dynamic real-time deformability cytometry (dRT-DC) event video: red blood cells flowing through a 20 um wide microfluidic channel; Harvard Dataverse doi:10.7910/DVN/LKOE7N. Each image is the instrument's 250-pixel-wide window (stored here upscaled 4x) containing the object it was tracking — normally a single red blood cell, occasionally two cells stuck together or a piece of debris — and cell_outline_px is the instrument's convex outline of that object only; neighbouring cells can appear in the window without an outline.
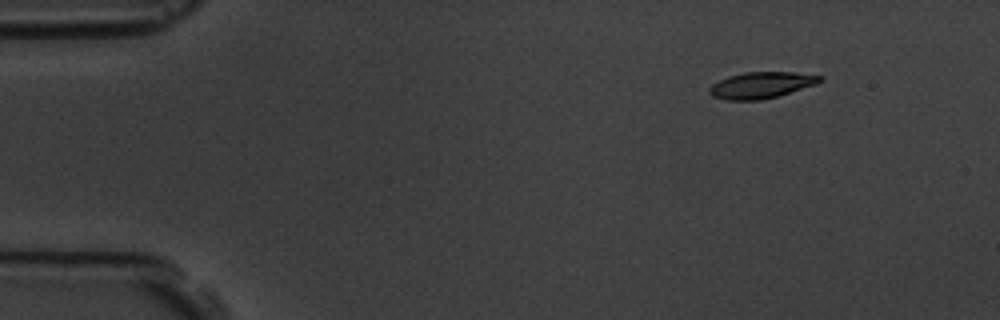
{"species": "common noctule bat (a hibernating species)", "species_latin": "Nyctalus noctula", "temperature_condition": "room temperature", "stored_images_in_passage": 3, "camera_frame_rate_fps": 3000, "um_per_image_px": 0.085, "animal": {"sex": "male", "body_mass_g": 19.5, "forearm_length_mm": 54.6}, "frame": {"image": 1, "passage_image": 1, "time_ms": 0.0, "image_size_px": [1000, 320], "cell_outline_px": [[824, 80], [816, 84], [776, 96], [760, 100], [724, 100], [712, 96], [708, 92], [708, 88], [712, 84], [728, 76], [744, 72], [796, 72], [824, 76]], "centroid_in_image_um": [64.7, 7.23], "position_along_channel_um": 20.3, "area_um2": 16.99}}